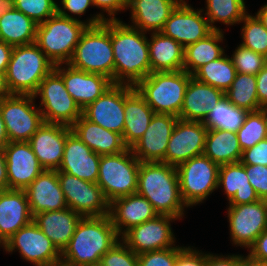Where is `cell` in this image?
Here are the masks:
<instances>
[{"label": "cell", "mask_w": 267, "mask_h": 266, "mask_svg": "<svg viewBox=\"0 0 267 266\" xmlns=\"http://www.w3.org/2000/svg\"><path fill=\"white\" fill-rule=\"evenodd\" d=\"M147 33L124 23L110 21L114 53V84L136 86L151 74Z\"/></svg>", "instance_id": "1"}, {"label": "cell", "mask_w": 267, "mask_h": 266, "mask_svg": "<svg viewBox=\"0 0 267 266\" xmlns=\"http://www.w3.org/2000/svg\"><path fill=\"white\" fill-rule=\"evenodd\" d=\"M120 239L109 215L82 217L61 252V262L68 266L98 265L101 257Z\"/></svg>", "instance_id": "2"}, {"label": "cell", "mask_w": 267, "mask_h": 266, "mask_svg": "<svg viewBox=\"0 0 267 266\" xmlns=\"http://www.w3.org/2000/svg\"><path fill=\"white\" fill-rule=\"evenodd\" d=\"M158 215L183 218L187 207L182 200L176 166L162 162H140L137 191Z\"/></svg>", "instance_id": "3"}, {"label": "cell", "mask_w": 267, "mask_h": 266, "mask_svg": "<svg viewBox=\"0 0 267 266\" xmlns=\"http://www.w3.org/2000/svg\"><path fill=\"white\" fill-rule=\"evenodd\" d=\"M108 21L102 13L95 14L87 21L64 17L56 13L37 25L35 44L54 64H68L80 36L87 26H95Z\"/></svg>", "instance_id": "4"}, {"label": "cell", "mask_w": 267, "mask_h": 266, "mask_svg": "<svg viewBox=\"0 0 267 266\" xmlns=\"http://www.w3.org/2000/svg\"><path fill=\"white\" fill-rule=\"evenodd\" d=\"M55 65L35 44L14 46L6 72L11 94L33 95Z\"/></svg>", "instance_id": "5"}, {"label": "cell", "mask_w": 267, "mask_h": 266, "mask_svg": "<svg viewBox=\"0 0 267 266\" xmlns=\"http://www.w3.org/2000/svg\"><path fill=\"white\" fill-rule=\"evenodd\" d=\"M68 64L88 73L105 75L114 84V53L110 36V20L99 25L87 26Z\"/></svg>", "instance_id": "6"}, {"label": "cell", "mask_w": 267, "mask_h": 266, "mask_svg": "<svg viewBox=\"0 0 267 266\" xmlns=\"http://www.w3.org/2000/svg\"><path fill=\"white\" fill-rule=\"evenodd\" d=\"M192 77L185 70L152 72L135 88L155 113L171 114L179 118L186 88Z\"/></svg>", "instance_id": "7"}, {"label": "cell", "mask_w": 267, "mask_h": 266, "mask_svg": "<svg viewBox=\"0 0 267 266\" xmlns=\"http://www.w3.org/2000/svg\"><path fill=\"white\" fill-rule=\"evenodd\" d=\"M139 166L140 161L131 148L117 154L101 155L97 184L109 203L136 193Z\"/></svg>", "instance_id": "8"}, {"label": "cell", "mask_w": 267, "mask_h": 266, "mask_svg": "<svg viewBox=\"0 0 267 266\" xmlns=\"http://www.w3.org/2000/svg\"><path fill=\"white\" fill-rule=\"evenodd\" d=\"M219 167L204 154L176 166L181 197L187 208L202 203L218 189Z\"/></svg>", "instance_id": "9"}, {"label": "cell", "mask_w": 267, "mask_h": 266, "mask_svg": "<svg viewBox=\"0 0 267 266\" xmlns=\"http://www.w3.org/2000/svg\"><path fill=\"white\" fill-rule=\"evenodd\" d=\"M38 95L41 99L39 109L46 123L71 127L82 115V109L67 92L62 77L55 70L39 84L34 97Z\"/></svg>", "instance_id": "10"}, {"label": "cell", "mask_w": 267, "mask_h": 266, "mask_svg": "<svg viewBox=\"0 0 267 266\" xmlns=\"http://www.w3.org/2000/svg\"><path fill=\"white\" fill-rule=\"evenodd\" d=\"M33 95L10 94L0 101V111L9 142H28L44 123Z\"/></svg>", "instance_id": "11"}, {"label": "cell", "mask_w": 267, "mask_h": 266, "mask_svg": "<svg viewBox=\"0 0 267 266\" xmlns=\"http://www.w3.org/2000/svg\"><path fill=\"white\" fill-rule=\"evenodd\" d=\"M67 207L82 217L109 215V202L97 183L82 180L65 172H58Z\"/></svg>", "instance_id": "12"}, {"label": "cell", "mask_w": 267, "mask_h": 266, "mask_svg": "<svg viewBox=\"0 0 267 266\" xmlns=\"http://www.w3.org/2000/svg\"><path fill=\"white\" fill-rule=\"evenodd\" d=\"M3 248L10 253L19 250L22 258L35 266H51L61 262V252L33 221L19 229Z\"/></svg>", "instance_id": "13"}, {"label": "cell", "mask_w": 267, "mask_h": 266, "mask_svg": "<svg viewBox=\"0 0 267 266\" xmlns=\"http://www.w3.org/2000/svg\"><path fill=\"white\" fill-rule=\"evenodd\" d=\"M227 211L232 244L249 249L267 229V201L229 205Z\"/></svg>", "instance_id": "14"}, {"label": "cell", "mask_w": 267, "mask_h": 266, "mask_svg": "<svg viewBox=\"0 0 267 266\" xmlns=\"http://www.w3.org/2000/svg\"><path fill=\"white\" fill-rule=\"evenodd\" d=\"M172 220L175 221L177 218L157 215L152 220L132 227L121 237V240L135 254L176 247L171 228Z\"/></svg>", "instance_id": "15"}, {"label": "cell", "mask_w": 267, "mask_h": 266, "mask_svg": "<svg viewBox=\"0 0 267 266\" xmlns=\"http://www.w3.org/2000/svg\"><path fill=\"white\" fill-rule=\"evenodd\" d=\"M204 9L195 10L187 2L179 3L166 21L162 33L184 48L206 38L214 30L203 16Z\"/></svg>", "instance_id": "16"}, {"label": "cell", "mask_w": 267, "mask_h": 266, "mask_svg": "<svg viewBox=\"0 0 267 266\" xmlns=\"http://www.w3.org/2000/svg\"><path fill=\"white\" fill-rule=\"evenodd\" d=\"M207 128L201 121L177 120L162 163L178 166L192 157L202 155Z\"/></svg>", "instance_id": "17"}, {"label": "cell", "mask_w": 267, "mask_h": 266, "mask_svg": "<svg viewBox=\"0 0 267 266\" xmlns=\"http://www.w3.org/2000/svg\"><path fill=\"white\" fill-rule=\"evenodd\" d=\"M177 116L155 113L142 137L131 147L140 162H162Z\"/></svg>", "instance_id": "18"}, {"label": "cell", "mask_w": 267, "mask_h": 266, "mask_svg": "<svg viewBox=\"0 0 267 266\" xmlns=\"http://www.w3.org/2000/svg\"><path fill=\"white\" fill-rule=\"evenodd\" d=\"M3 151L8 189L25 190L44 171L29 142H9Z\"/></svg>", "instance_id": "19"}, {"label": "cell", "mask_w": 267, "mask_h": 266, "mask_svg": "<svg viewBox=\"0 0 267 266\" xmlns=\"http://www.w3.org/2000/svg\"><path fill=\"white\" fill-rule=\"evenodd\" d=\"M125 84H113L82 115L103 128L123 135L125 122Z\"/></svg>", "instance_id": "20"}, {"label": "cell", "mask_w": 267, "mask_h": 266, "mask_svg": "<svg viewBox=\"0 0 267 266\" xmlns=\"http://www.w3.org/2000/svg\"><path fill=\"white\" fill-rule=\"evenodd\" d=\"M65 65H55L54 70L62 77L67 92L82 110L113 85L112 80L105 75L88 73L69 64Z\"/></svg>", "instance_id": "21"}, {"label": "cell", "mask_w": 267, "mask_h": 266, "mask_svg": "<svg viewBox=\"0 0 267 266\" xmlns=\"http://www.w3.org/2000/svg\"><path fill=\"white\" fill-rule=\"evenodd\" d=\"M71 127L44 122L28 141L44 170H58Z\"/></svg>", "instance_id": "22"}, {"label": "cell", "mask_w": 267, "mask_h": 266, "mask_svg": "<svg viewBox=\"0 0 267 266\" xmlns=\"http://www.w3.org/2000/svg\"><path fill=\"white\" fill-rule=\"evenodd\" d=\"M101 155L92 151L72 131L66 137L63 159L57 172L97 183Z\"/></svg>", "instance_id": "23"}, {"label": "cell", "mask_w": 267, "mask_h": 266, "mask_svg": "<svg viewBox=\"0 0 267 266\" xmlns=\"http://www.w3.org/2000/svg\"><path fill=\"white\" fill-rule=\"evenodd\" d=\"M157 215L152 204L138 193L117 198L109 204V216L121 237L132 227L152 220Z\"/></svg>", "instance_id": "24"}, {"label": "cell", "mask_w": 267, "mask_h": 266, "mask_svg": "<svg viewBox=\"0 0 267 266\" xmlns=\"http://www.w3.org/2000/svg\"><path fill=\"white\" fill-rule=\"evenodd\" d=\"M33 221L25 190L0 191V247Z\"/></svg>", "instance_id": "25"}, {"label": "cell", "mask_w": 267, "mask_h": 266, "mask_svg": "<svg viewBox=\"0 0 267 266\" xmlns=\"http://www.w3.org/2000/svg\"><path fill=\"white\" fill-rule=\"evenodd\" d=\"M32 216L67 207L57 170H44L25 189Z\"/></svg>", "instance_id": "26"}, {"label": "cell", "mask_w": 267, "mask_h": 266, "mask_svg": "<svg viewBox=\"0 0 267 266\" xmlns=\"http://www.w3.org/2000/svg\"><path fill=\"white\" fill-rule=\"evenodd\" d=\"M225 97V92L211 85L189 80L179 119L203 122L210 111Z\"/></svg>", "instance_id": "27"}, {"label": "cell", "mask_w": 267, "mask_h": 266, "mask_svg": "<svg viewBox=\"0 0 267 266\" xmlns=\"http://www.w3.org/2000/svg\"><path fill=\"white\" fill-rule=\"evenodd\" d=\"M123 141L131 148L145 133L155 112L134 86L125 85Z\"/></svg>", "instance_id": "28"}, {"label": "cell", "mask_w": 267, "mask_h": 266, "mask_svg": "<svg viewBox=\"0 0 267 266\" xmlns=\"http://www.w3.org/2000/svg\"><path fill=\"white\" fill-rule=\"evenodd\" d=\"M185 0H129L133 25L143 32H161L168 18L179 3Z\"/></svg>", "instance_id": "29"}, {"label": "cell", "mask_w": 267, "mask_h": 266, "mask_svg": "<svg viewBox=\"0 0 267 266\" xmlns=\"http://www.w3.org/2000/svg\"><path fill=\"white\" fill-rule=\"evenodd\" d=\"M82 216L70 208L41 212L33 216V222L62 252L75 233Z\"/></svg>", "instance_id": "30"}, {"label": "cell", "mask_w": 267, "mask_h": 266, "mask_svg": "<svg viewBox=\"0 0 267 266\" xmlns=\"http://www.w3.org/2000/svg\"><path fill=\"white\" fill-rule=\"evenodd\" d=\"M71 130L92 151L99 155L117 154L128 148L122 135L97 125L83 115L71 126Z\"/></svg>", "instance_id": "31"}, {"label": "cell", "mask_w": 267, "mask_h": 266, "mask_svg": "<svg viewBox=\"0 0 267 266\" xmlns=\"http://www.w3.org/2000/svg\"><path fill=\"white\" fill-rule=\"evenodd\" d=\"M148 46L151 73L183 70L185 48L180 43L162 32H152Z\"/></svg>", "instance_id": "32"}, {"label": "cell", "mask_w": 267, "mask_h": 266, "mask_svg": "<svg viewBox=\"0 0 267 266\" xmlns=\"http://www.w3.org/2000/svg\"><path fill=\"white\" fill-rule=\"evenodd\" d=\"M223 187L229 205L248 204L260 200L249 183L245 165L241 162L229 163L219 167L218 185Z\"/></svg>", "instance_id": "33"}, {"label": "cell", "mask_w": 267, "mask_h": 266, "mask_svg": "<svg viewBox=\"0 0 267 266\" xmlns=\"http://www.w3.org/2000/svg\"><path fill=\"white\" fill-rule=\"evenodd\" d=\"M37 25L9 4L0 13V40L13 47L35 43Z\"/></svg>", "instance_id": "34"}, {"label": "cell", "mask_w": 267, "mask_h": 266, "mask_svg": "<svg viewBox=\"0 0 267 266\" xmlns=\"http://www.w3.org/2000/svg\"><path fill=\"white\" fill-rule=\"evenodd\" d=\"M203 154L219 166L240 162L242 149L237 134L226 130L208 129Z\"/></svg>", "instance_id": "35"}, {"label": "cell", "mask_w": 267, "mask_h": 266, "mask_svg": "<svg viewBox=\"0 0 267 266\" xmlns=\"http://www.w3.org/2000/svg\"><path fill=\"white\" fill-rule=\"evenodd\" d=\"M223 30H214L206 38L185 47L183 70L193 75L200 67L220 58L224 53Z\"/></svg>", "instance_id": "36"}, {"label": "cell", "mask_w": 267, "mask_h": 266, "mask_svg": "<svg viewBox=\"0 0 267 266\" xmlns=\"http://www.w3.org/2000/svg\"><path fill=\"white\" fill-rule=\"evenodd\" d=\"M232 59L225 53L218 59L200 67L192 76L199 82L226 92L236 77Z\"/></svg>", "instance_id": "37"}, {"label": "cell", "mask_w": 267, "mask_h": 266, "mask_svg": "<svg viewBox=\"0 0 267 266\" xmlns=\"http://www.w3.org/2000/svg\"><path fill=\"white\" fill-rule=\"evenodd\" d=\"M248 111L239 108L224 97L203 121L207 129H219L237 132L243 125Z\"/></svg>", "instance_id": "38"}, {"label": "cell", "mask_w": 267, "mask_h": 266, "mask_svg": "<svg viewBox=\"0 0 267 266\" xmlns=\"http://www.w3.org/2000/svg\"><path fill=\"white\" fill-rule=\"evenodd\" d=\"M244 0H206V11L210 27L213 30H221L214 25L221 22L225 25L240 24L248 14Z\"/></svg>", "instance_id": "39"}, {"label": "cell", "mask_w": 267, "mask_h": 266, "mask_svg": "<svg viewBox=\"0 0 267 266\" xmlns=\"http://www.w3.org/2000/svg\"><path fill=\"white\" fill-rule=\"evenodd\" d=\"M225 97L248 112L262 109L258 103L256 75L237 73L231 87L225 92Z\"/></svg>", "instance_id": "40"}, {"label": "cell", "mask_w": 267, "mask_h": 266, "mask_svg": "<svg viewBox=\"0 0 267 266\" xmlns=\"http://www.w3.org/2000/svg\"><path fill=\"white\" fill-rule=\"evenodd\" d=\"M242 151L267 138L266 121L262 110L248 112L243 125L236 132Z\"/></svg>", "instance_id": "41"}, {"label": "cell", "mask_w": 267, "mask_h": 266, "mask_svg": "<svg viewBox=\"0 0 267 266\" xmlns=\"http://www.w3.org/2000/svg\"><path fill=\"white\" fill-rule=\"evenodd\" d=\"M242 43L246 48L267 57V28H265L255 15L249 13L241 21Z\"/></svg>", "instance_id": "42"}, {"label": "cell", "mask_w": 267, "mask_h": 266, "mask_svg": "<svg viewBox=\"0 0 267 266\" xmlns=\"http://www.w3.org/2000/svg\"><path fill=\"white\" fill-rule=\"evenodd\" d=\"M10 4L37 24L55 15L58 5L54 0H10Z\"/></svg>", "instance_id": "43"}, {"label": "cell", "mask_w": 267, "mask_h": 266, "mask_svg": "<svg viewBox=\"0 0 267 266\" xmlns=\"http://www.w3.org/2000/svg\"><path fill=\"white\" fill-rule=\"evenodd\" d=\"M237 73L257 75L267 64V57L239 45L230 57Z\"/></svg>", "instance_id": "44"}, {"label": "cell", "mask_w": 267, "mask_h": 266, "mask_svg": "<svg viewBox=\"0 0 267 266\" xmlns=\"http://www.w3.org/2000/svg\"><path fill=\"white\" fill-rule=\"evenodd\" d=\"M99 264L101 266H138V254L120 240L101 257Z\"/></svg>", "instance_id": "45"}, {"label": "cell", "mask_w": 267, "mask_h": 266, "mask_svg": "<svg viewBox=\"0 0 267 266\" xmlns=\"http://www.w3.org/2000/svg\"><path fill=\"white\" fill-rule=\"evenodd\" d=\"M184 247L147 251L138 254V266H175L177 254Z\"/></svg>", "instance_id": "46"}, {"label": "cell", "mask_w": 267, "mask_h": 266, "mask_svg": "<svg viewBox=\"0 0 267 266\" xmlns=\"http://www.w3.org/2000/svg\"><path fill=\"white\" fill-rule=\"evenodd\" d=\"M249 183L255 189L260 200L267 201V166L245 165Z\"/></svg>", "instance_id": "47"}, {"label": "cell", "mask_w": 267, "mask_h": 266, "mask_svg": "<svg viewBox=\"0 0 267 266\" xmlns=\"http://www.w3.org/2000/svg\"><path fill=\"white\" fill-rule=\"evenodd\" d=\"M240 162L244 165L267 166V138L242 151Z\"/></svg>", "instance_id": "48"}, {"label": "cell", "mask_w": 267, "mask_h": 266, "mask_svg": "<svg viewBox=\"0 0 267 266\" xmlns=\"http://www.w3.org/2000/svg\"><path fill=\"white\" fill-rule=\"evenodd\" d=\"M207 253L184 247L176 257L175 266H205Z\"/></svg>", "instance_id": "49"}, {"label": "cell", "mask_w": 267, "mask_h": 266, "mask_svg": "<svg viewBox=\"0 0 267 266\" xmlns=\"http://www.w3.org/2000/svg\"><path fill=\"white\" fill-rule=\"evenodd\" d=\"M62 7L57 5V13L64 17H69L74 19L72 15H69L66 11H69L70 14L81 15L86 12L90 6H94L92 0H61ZM66 10V11H65Z\"/></svg>", "instance_id": "50"}, {"label": "cell", "mask_w": 267, "mask_h": 266, "mask_svg": "<svg viewBox=\"0 0 267 266\" xmlns=\"http://www.w3.org/2000/svg\"><path fill=\"white\" fill-rule=\"evenodd\" d=\"M93 5L100 8L101 11L108 13V20L115 21L119 20L115 14L117 12L128 9L129 0H92Z\"/></svg>", "instance_id": "51"}, {"label": "cell", "mask_w": 267, "mask_h": 266, "mask_svg": "<svg viewBox=\"0 0 267 266\" xmlns=\"http://www.w3.org/2000/svg\"><path fill=\"white\" fill-rule=\"evenodd\" d=\"M249 250L251 258L267 263V229L256 238Z\"/></svg>", "instance_id": "52"}, {"label": "cell", "mask_w": 267, "mask_h": 266, "mask_svg": "<svg viewBox=\"0 0 267 266\" xmlns=\"http://www.w3.org/2000/svg\"><path fill=\"white\" fill-rule=\"evenodd\" d=\"M205 266H242V256L239 254L219 256L208 253Z\"/></svg>", "instance_id": "53"}, {"label": "cell", "mask_w": 267, "mask_h": 266, "mask_svg": "<svg viewBox=\"0 0 267 266\" xmlns=\"http://www.w3.org/2000/svg\"><path fill=\"white\" fill-rule=\"evenodd\" d=\"M256 82L259 106L267 107V64L257 73Z\"/></svg>", "instance_id": "54"}, {"label": "cell", "mask_w": 267, "mask_h": 266, "mask_svg": "<svg viewBox=\"0 0 267 266\" xmlns=\"http://www.w3.org/2000/svg\"><path fill=\"white\" fill-rule=\"evenodd\" d=\"M13 46L0 40V73L6 74Z\"/></svg>", "instance_id": "55"}, {"label": "cell", "mask_w": 267, "mask_h": 266, "mask_svg": "<svg viewBox=\"0 0 267 266\" xmlns=\"http://www.w3.org/2000/svg\"><path fill=\"white\" fill-rule=\"evenodd\" d=\"M5 190H8L6 157L3 149H0V191H5Z\"/></svg>", "instance_id": "56"}, {"label": "cell", "mask_w": 267, "mask_h": 266, "mask_svg": "<svg viewBox=\"0 0 267 266\" xmlns=\"http://www.w3.org/2000/svg\"><path fill=\"white\" fill-rule=\"evenodd\" d=\"M9 143V139L5 130V124L0 111V149H3Z\"/></svg>", "instance_id": "57"}, {"label": "cell", "mask_w": 267, "mask_h": 266, "mask_svg": "<svg viewBox=\"0 0 267 266\" xmlns=\"http://www.w3.org/2000/svg\"><path fill=\"white\" fill-rule=\"evenodd\" d=\"M11 93L9 92L7 82H6V74L0 73V101Z\"/></svg>", "instance_id": "58"}, {"label": "cell", "mask_w": 267, "mask_h": 266, "mask_svg": "<svg viewBox=\"0 0 267 266\" xmlns=\"http://www.w3.org/2000/svg\"><path fill=\"white\" fill-rule=\"evenodd\" d=\"M242 266H267V263L257 261L247 255L246 257L242 256Z\"/></svg>", "instance_id": "59"}, {"label": "cell", "mask_w": 267, "mask_h": 266, "mask_svg": "<svg viewBox=\"0 0 267 266\" xmlns=\"http://www.w3.org/2000/svg\"><path fill=\"white\" fill-rule=\"evenodd\" d=\"M255 16L259 19L262 25L267 28V4L261 7Z\"/></svg>", "instance_id": "60"}, {"label": "cell", "mask_w": 267, "mask_h": 266, "mask_svg": "<svg viewBox=\"0 0 267 266\" xmlns=\"http://www.w3.org/2000/svg\"><path fill=\"white\" fill-rule=\"evenodd\" d=\"M10 4V0H0V13Z\"/></svg>", "instance_id": "61"}, {"label": "cell", "mask_w": 267, "mask_h": 266, "mask_svg": "<svg viewBox=\"0 0 267 266\" xmlns=\"http://www.w3.org/2000/svg\"><path fill=\"white\" fill-rule=\"evenodd\" d=\"M261 110L264 112V117H265V121H266V130H267V107H264Z\"/></svg>", "instance_id": "62"}, {"label": "cell", "mask_w": 267, "mask_h": 266, "mask_svg": "<svg viewBox=\"0 0 267 266\" xmlns=\"http://www.w3.org/2000/svg\"><path fill=\"white\" fill-rule=\"evenodd\" d=\"M51 266H68V265H66V264H64V263H62V262H60V263H57V264H54V265H51Z\"/></svg>", "instance_id": "63"}]
</instances>
